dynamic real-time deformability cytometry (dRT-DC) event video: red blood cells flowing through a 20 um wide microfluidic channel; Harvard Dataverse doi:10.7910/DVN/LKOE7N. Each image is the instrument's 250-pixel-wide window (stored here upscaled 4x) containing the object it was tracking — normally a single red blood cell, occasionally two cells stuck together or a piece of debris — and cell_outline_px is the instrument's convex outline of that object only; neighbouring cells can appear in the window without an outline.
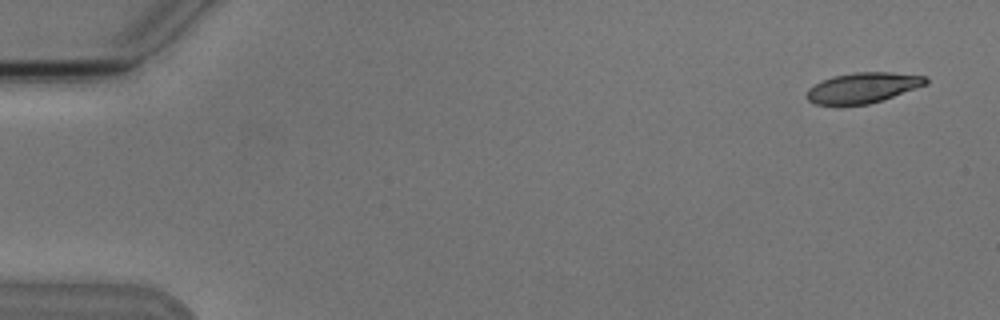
{"species": "Egyptian fruit bat (a non-hibernating species)", "species_latin": "Rousettus aegyptiacus", "temperature_condition": "cold", "stored_images_in_passage": 4, "camera_frame_rate_fps": 3000, "um_per_image_px": 0.085, "animal": {"sex": "male"}, "frame": {"image": 1, "passage_image": 1, "time_ms": 0.0, "image_size_px": [1000, 320], "cell_outline_px": [[928, 84], [884, 100], [868, 104], [816, 104], [808, 100], [808, 88], [832, 76], [856, 72], [892, 72], [928, 76]], "centroid_in_image_um": [73.43, 7.44], "position_along_channel_um": 11.6, "area_um2": 20.98}}
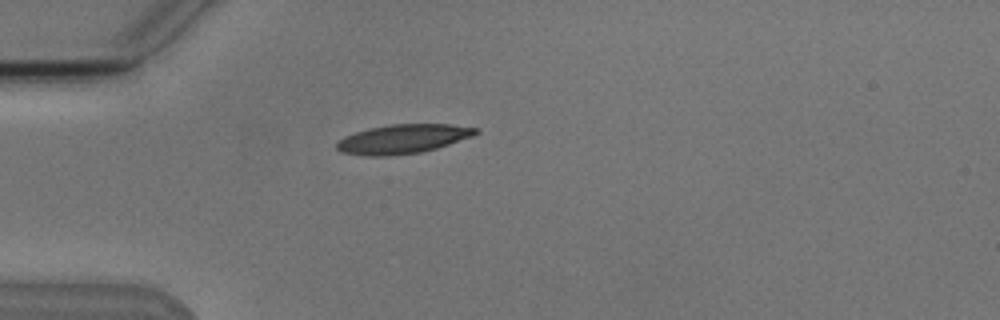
{"frame": {"image": 2, "passage_image": 4, "time_ms": 4.333, "image_size_px": [1000, 320], "cell_outline_px": [[480, 132], [472, 136], [436, 148], [420, 152], [388, 156], [364, 156], [340, 152], [336, 148], [336, 144], [344, 136], [368, 128], [392, 124], [452, 124], [480, 128]], "centroid_in_image_um": [34.24, 11.81], "position_along_channel_um": 50.8, "area_um2": 23.64}}